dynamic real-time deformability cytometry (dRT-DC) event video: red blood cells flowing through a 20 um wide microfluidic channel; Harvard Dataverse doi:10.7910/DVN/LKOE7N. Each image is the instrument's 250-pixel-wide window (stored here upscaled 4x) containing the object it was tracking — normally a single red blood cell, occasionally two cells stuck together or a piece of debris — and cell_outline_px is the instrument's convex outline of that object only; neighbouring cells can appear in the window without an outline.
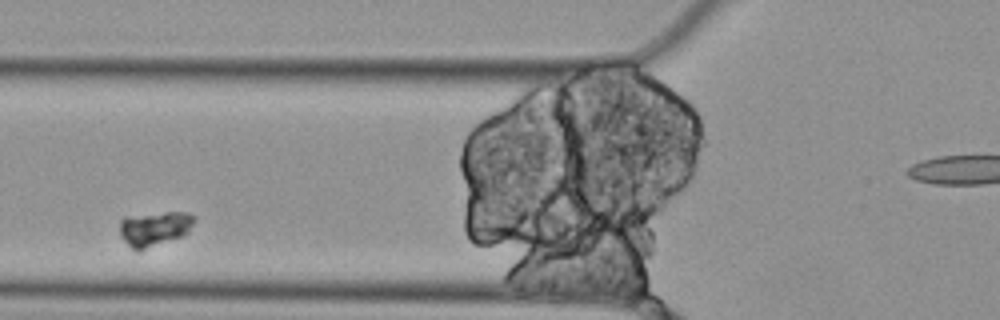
{"species": "Egyptian fruit bat (a non-hibernating species)", "species_latin": "Rousettus aegyptiacus", "temperature_condition": "cold", "stored_images_in_passage": 7, "segment_of_instrument_passage": [1, 2], "camera_frame_rate_fps": 3000, "um_per_image_px": 0.085, "animal": {"sex": "female"}, "frame": {"image": 1, "passage_image": 3, "time_ms": 0.667, "image_size_px": [1000, 320], "cell_outline_px": [[196, 220], [188, 232], [180, 236], [144, 248], [132, 248], [120, 236], [120, 220], [124, 216], [164, 212], [188, 212], [196, 216]], "centroid_in_image_um": [13.15, 19.36], "position_along_channel_um": 112.7, "area_um2": 14.74}}
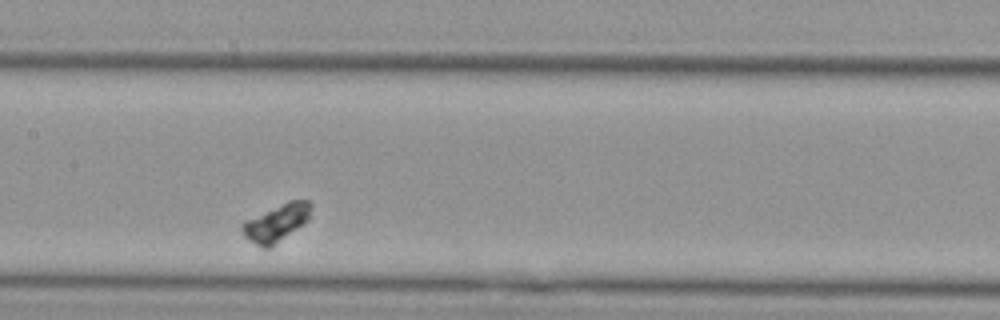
{"frame": {"image": 2, "passage_image": 5, "time_ms": 1.333, "image_size_px": [1000, 320], "cell_outline_px": [[312, 204], [308, 220], [304, 224], [268, 248], [260, 248], [248, 240], [244, 236], [240, 228], [240, 224], [244, 220], [288, 200], [308, 200]], "centroid_in_image_um": [23.46, 18.93], "position_along_channel_um": 183.9, "area_um2": 15.09}}
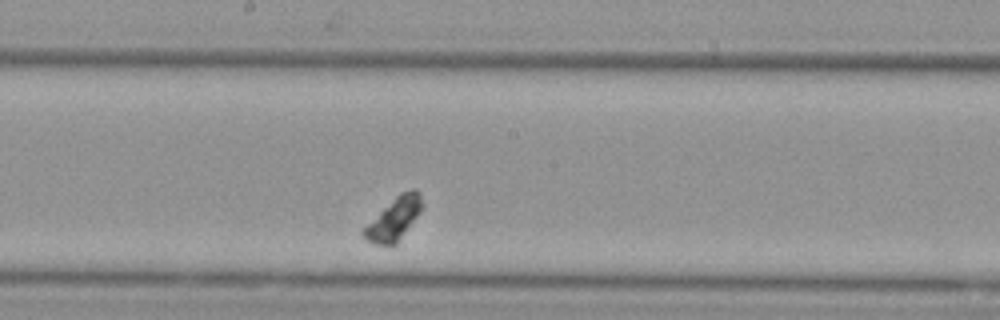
{"frame": {"image": 3, "passage_image": 6, "time_ms": 1.667, "image_size_px": [1000, 320], "cell_outline_px": [[424, 204], [420, 212], [396, 244], [376, 244], [368, 240], [360, 232], [360, 228], [400, 192], [412, 188], [416, 188], [420, 192]], "centroid_in_image_um": [33.48, 18.55], "position_along_channel_um": 214.7, "area_um2": 14.62}}